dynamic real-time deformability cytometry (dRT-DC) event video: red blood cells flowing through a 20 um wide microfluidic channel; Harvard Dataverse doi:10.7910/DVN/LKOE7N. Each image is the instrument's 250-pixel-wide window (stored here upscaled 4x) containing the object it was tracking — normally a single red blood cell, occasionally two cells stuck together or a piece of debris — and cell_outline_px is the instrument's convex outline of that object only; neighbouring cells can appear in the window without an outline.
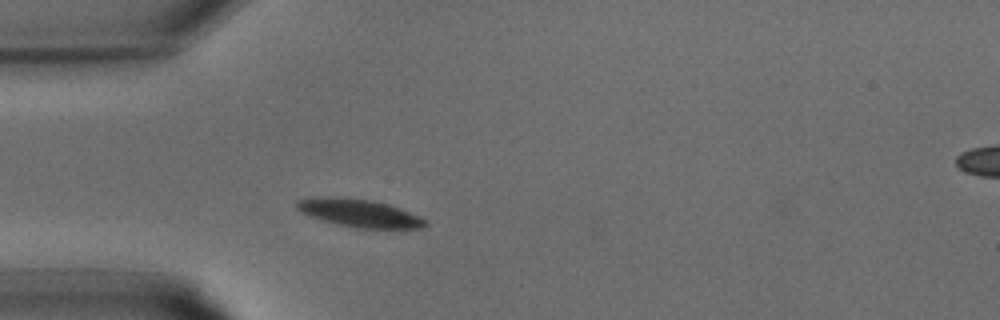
{"species": "common noctule bat (a hibernating species)", "species_latin": "Nyctalus noctula", "temperature_condition": "warm", "stored_images_in_passage": 27, "camera_frame_rate_fps": 3000, "um_per_image_px": 0.085, "animal": {"sex": "male", "body_mass_g": 15.6}, "frame": {"image": 1, "passage_image": 4, "time_ms": 1.0, "image_size_px": [1000, 320], "cell_outline_px": [[428, 224], [424, 228], [356, 228], [324, 220], [300, 212], [296, 208], [296, 200], [316, 196], [340, 196], [372, 200], [388, 204], [428, 220]], "centroid_in_image_um": [30.52, 18.09], "position_along_channel_um": 54.5, "area_um2": 20.87}}
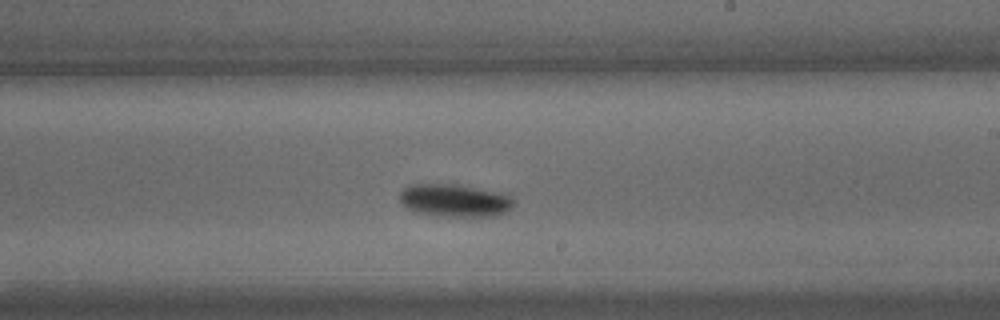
{"frame": {"image": 2, "passage_image": 14, "time_ms": 4.333, "image_size_px": [1000, 320], "cell_outline_px": [[512, 208], [508, 212], [496, 216], [428, 216], [412, 212], [404, 208], [400, 204], [400, 192], [404, 188], [412, 184], [456, 184], [496, 192], [512, 196]], "centroid_in_image_um": [38.57, 17.06], "position_along_channel_um": 250.4, "area_um2": 22.08}}
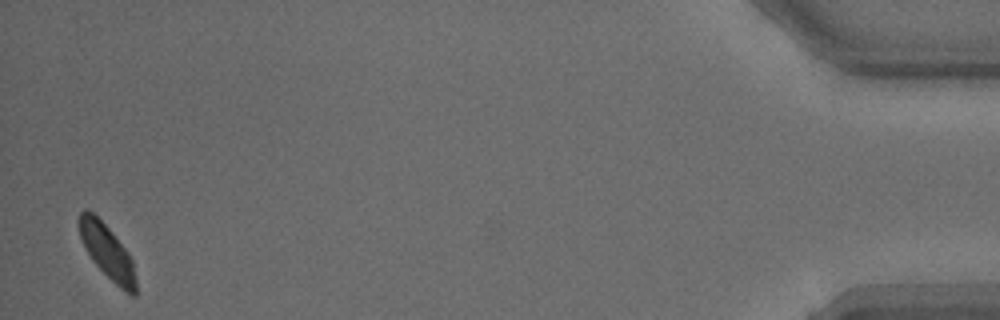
{"frame": {"image": 3, "passage_image": 27, "time_ms": 8.667, "image_size_px": [1000, 320], "cell_outline_px": [[136, 296], [132, 296], [120, 288], [92, 260], [80, 236], [80, 212], [84, 208], [88, 208], [112, 232], [128, 252], [132, 260], [136, 280]], "centroid_in_image_um": [9.14, 21.4], "position_along_channel_um": 426.1, "area_um2": 17.4}}